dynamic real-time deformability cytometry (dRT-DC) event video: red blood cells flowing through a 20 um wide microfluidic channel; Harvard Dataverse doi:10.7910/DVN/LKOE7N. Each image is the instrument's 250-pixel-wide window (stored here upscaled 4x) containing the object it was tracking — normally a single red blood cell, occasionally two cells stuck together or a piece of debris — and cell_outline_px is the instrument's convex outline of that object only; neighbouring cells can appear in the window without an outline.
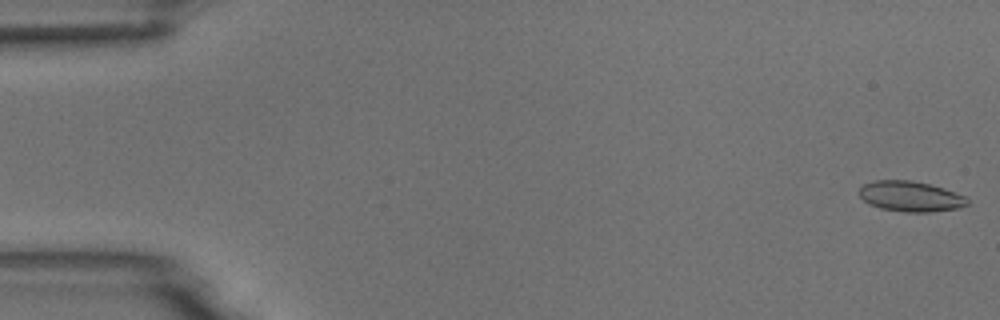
{"species": "common noctule bat (a hibernating species)", "species_latin": "Nyctalus noctula", "temperature_condition": "room temperature", "stored_images_in_passage": 55, "camera_frame_rate_fps": 3000, "um_per_image_px": 0.085, "animal": {"sex": "male", "body_mass_g": 18.8}, "frame": {"image": 1, "passage_image": 1, "time_ms": 0.0, "image_size_px": [1000, 320], "cell_outline_px": [[968, 204], [956, 208], [928, 212], [904, 212], [880, 208], [868, 204], [860, 196], [860, 188], [864, 184], [876, 180], [912, 180], [944, 188], [964, 196], [968, 200]], "centroid_in_image_um": [77.36, 16.69], "position_along_channel_um": 7.6, "area_um2": 18.96}}
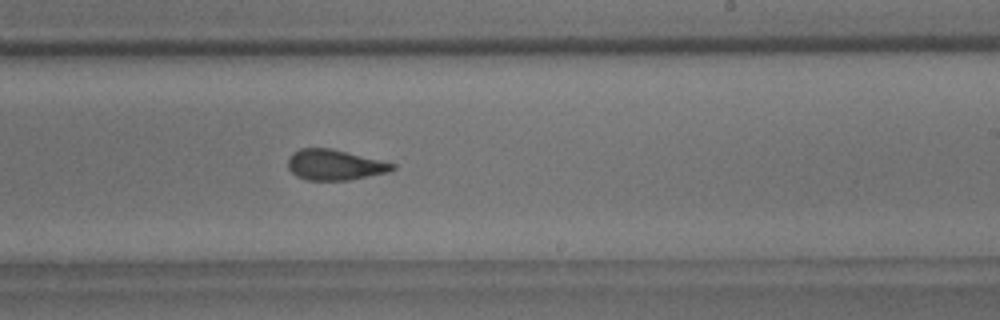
{"frame": {"image": 2, "passage_image": 33, "time_ms": 10.667, "image_size_px": [1000, 320], "cell_outline_px": [[396, 168], [388, 172], [348, 180], [308, 180], [296, 176], [288, 168], [288, 156], [292, 152], [300, 148], [332, 148], [396, 164]], "centroid_in_image_um": [28.42, 14.0], "position_along_channel_um": 260.6, "area_um2": 18.61}}
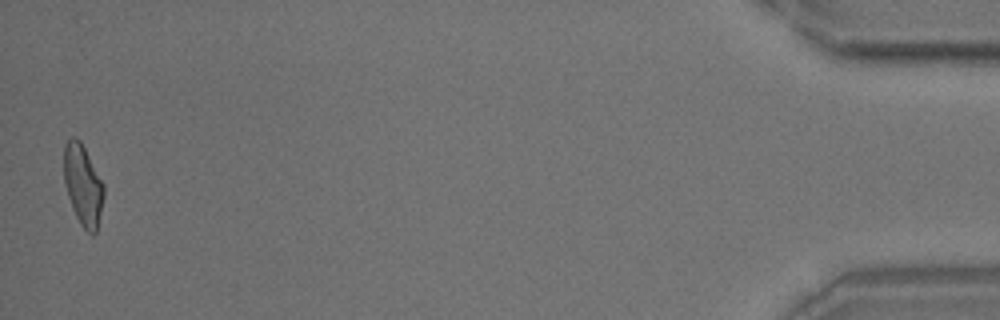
{"frame": {"image": 3, "passage_image": 54, "time_ms": 17.667, "image_size_px": [1000, 320], "cell_outline_px": [[104, 196], [96, 232], [92, 236], [80, 224], [72, 208], [68, 196], [64, 180], [64, 144], [72, 136], [76, 136], [80, 140], [104, 184]], "centroid_in_image_um": [7.05, 15.72], "position_along_channel_um": 428.2, "area_um2": 18.73}, "authors_computed_cell_mechanics": {"area_um2": 19.1318, "velocity_mm_per_s": 3.7075, "shape_relaxation_time_tau1_ms": 7.3131, "shape_relaxation_time_tau2_ms": 1.6212, "deformation_change_tau1": 0.1943, "deformation_change_tau2": 0.0846}}